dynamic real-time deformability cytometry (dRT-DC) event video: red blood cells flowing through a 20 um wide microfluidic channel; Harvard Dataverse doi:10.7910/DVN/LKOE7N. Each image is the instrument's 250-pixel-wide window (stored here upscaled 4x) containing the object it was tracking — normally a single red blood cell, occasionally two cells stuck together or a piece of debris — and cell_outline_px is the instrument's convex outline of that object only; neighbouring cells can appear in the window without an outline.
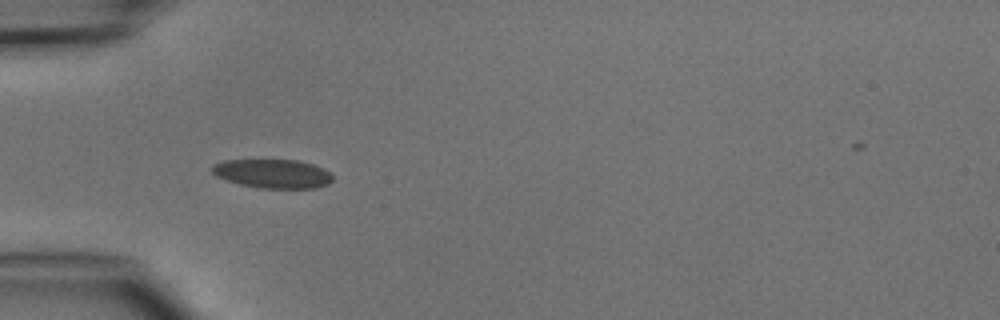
{"species": "common noctule bat (a hibernating species)", "species_latin": "Nyctalus noctula", "temperature_condition": "cold", "stored_images_in_passage": 6, "camera_frame_rate_fps": 3000, "um_per_image_px": 0.085, "animal": {"sex": "male", "body_mass_g": 15.6}, "frame": {"image": 1, "passage_image": 5, "time_ms": 4.667, "image_size_px": [1000, 320], "cell_outline_px": [[332, 180], [328, 184], [316, 188], [260, 188], [240, 184], [216, 176], [208, 168], [212, 164], [224, 160], [296, 160], [312, 164], [324, 168], [332, 176]], "centroid_in_image_um": [23.15, 14.75], "position_along_channel_um": 61.9, "area_um2": 20.35}}